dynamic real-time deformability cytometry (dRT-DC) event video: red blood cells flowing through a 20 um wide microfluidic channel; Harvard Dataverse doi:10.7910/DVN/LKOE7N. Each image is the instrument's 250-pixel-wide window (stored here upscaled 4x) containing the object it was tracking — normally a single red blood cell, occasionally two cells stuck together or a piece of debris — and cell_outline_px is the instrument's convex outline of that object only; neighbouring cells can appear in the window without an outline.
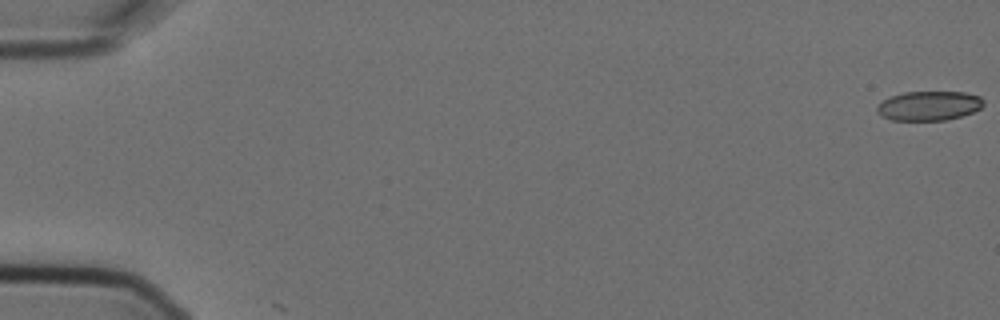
{"species": "Egyptian fruit bat (a non-hibernating species)", "species_latin": "Rousettus aegyptiacus", "temperature_condition": "cold", "stored_images_in_passage": 9, "camera_frame_rate_fps": 3000, "um_per_image_px": 0.085, "animal": {"sex": "female"}, "frame": {"image": 1, "passage_image": 1, "time_ms": 0.0, "image_size_px": [1000, 320], "cell_outline_px": [[984, 104], [980, 108], [972, 112], [960, 116], [944, 120], [892, 120], [880, 116], [876, 112], [876, 108], [884, 100], [892, 96], [904, 92], [964, 92], [980, 96], [984, 100]], "centroid_in_image_um": [78.96, 8.99], "position_along_channel_um": 6.0, "area_um2": 18.15}}
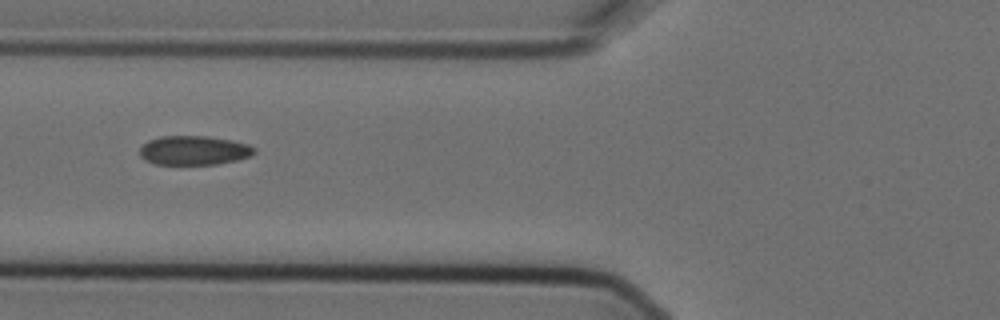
{"frame": {"image": 2, "passage_image": 7, "time_ms": 2.0, "image_size_px": [1000, 320], "cell_outline_px": [[256, 152], [252, 156], [236, 160], [216, 164], [156, 164], [144, 160], [140, 156], [140, 148], [148, 140], [160, 136], [208, 136], [232, 140], [248, 144], [256, 148]], "centroid_in_image_um": [16.5, 12.78], "position_along_channel_um": 109.3, "area_um2": 19.59}}
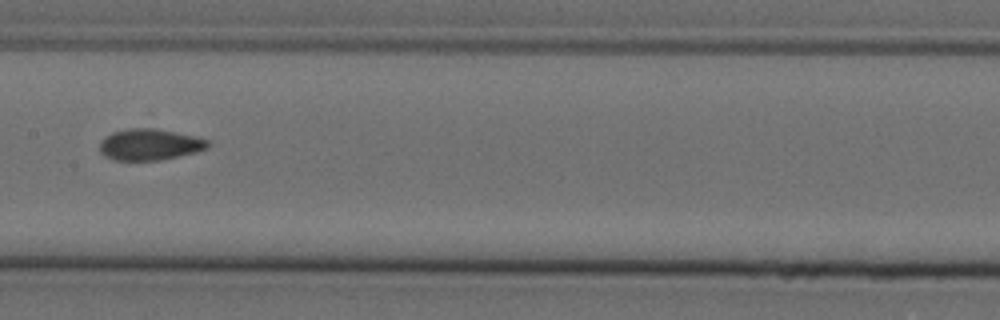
{"frame": {"image": 3, "passage_image": 9, "time_ms": 2.667, "image_size_px": [1000, 320], "cell_outline_px": [[212, 140], [208, 148], [196, 152], [160, 160], [112, 160], [104, 156], [100, 152], [100, 140], [104, 136], [112, 132], [128, 128], [156, 128], [196, 136]], "centroid_in_image_um": [12.73, 12.27], "position_along_channel_um": 194.7, "area_um2": 20.06}}